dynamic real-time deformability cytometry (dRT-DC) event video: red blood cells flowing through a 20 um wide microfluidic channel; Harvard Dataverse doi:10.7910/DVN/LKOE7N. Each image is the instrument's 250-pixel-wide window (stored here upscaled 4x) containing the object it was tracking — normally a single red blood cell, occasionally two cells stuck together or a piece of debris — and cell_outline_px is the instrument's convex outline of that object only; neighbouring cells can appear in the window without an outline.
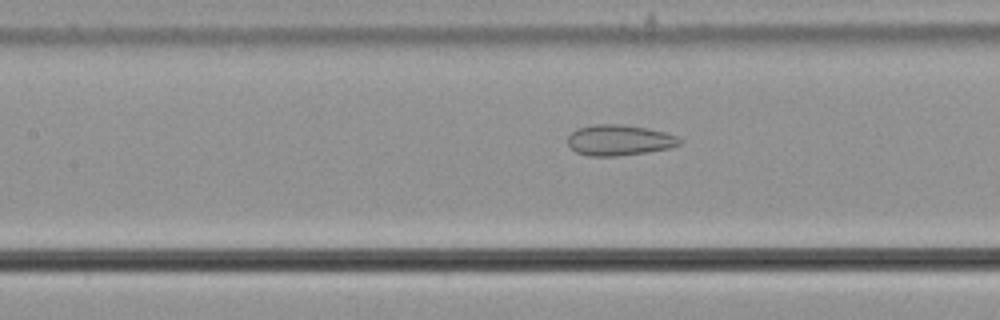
{"species": "common noctule bat (a hibernating species)", "species_latin": "Nyctalus noctula", "temperature_condition": "cold", "stored_images_in_passage": 55, "camera_frame_rate_fps": 3000, "um_per_image_px": 0.085, "animal": {"sex": "male", "body_mass_g": 21.5, "forearm_length_mm": 52.0}, "frame": {"image": 1, "passage_image": 25, "time_ms": 8.0, "image_size_px": [1000, 320], "cell_outline_px": [[680, 144], [668, 148], [648, 152], [616, 156], [588, 156], [576, 152], [568, 144], [568, 136], [576, 128], [592, 124], [620, 124], [648, 128], [664, 132], [676, 136], [680, 140]], "centroid_in_image_um": [52.59, 11.91], "position_along_channel_um": 154.8, "area_um2": 20.0}}
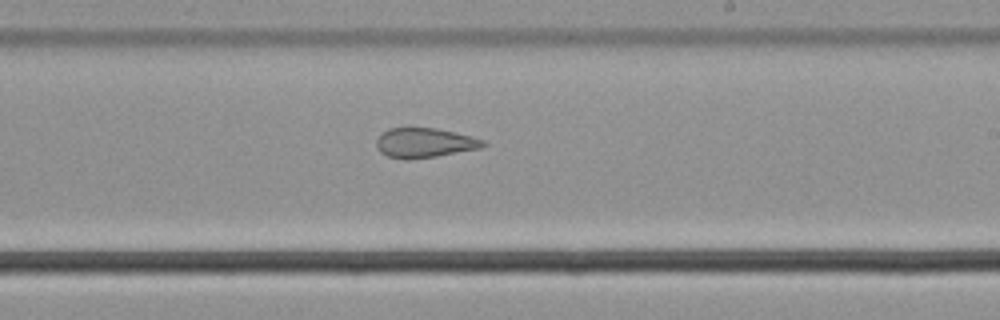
{"frame": {"image": 2, "passage_image": 33, "time_ms": 10.667, "image_size_px": [1000, 320], "cell_outline_px": [[488, 144], [480, 148], [436, 156], [408, 160], [404, 160], [388, 156], [380, 152], [376, 148], [376, 140], [388, 128], [436, 128], [472, 136], [484, 140]], "centroid_in_image_um": [36.08, 12.14], "position_along_channel_um": 252.9, "area_um2": 18.44}}
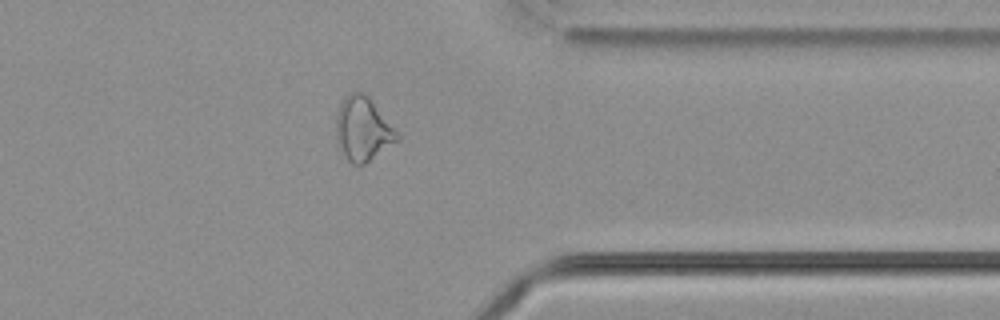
{"frame": {"image": 3, "passage_image": 44, "time_ms": 14.333, "image_size_px": [1000, 320], "cell_outline_px": [[400, 136], [396, 140], [364, 164], [352, 164], [348, 160], [336, 136], [336, 112], [340, 100], [348, 92], [364, 92], [368, 96], [400, 132]], "centroid_in_image_um": [30.84, 10.89], "position_along_channel_um": 380.6, "area_um2": 22.54}, "authors_computed_cell_mechanics": {"area_um2": 24.3338, "velocity_mm_per_s": 3.6916, "shape_relaxation_time_tau1_ms": null, "shape_relaxation_time_tau2_ms": 2.1378, "deformation_change_tau1": null, "deformation_change_tau2": 0.0984}}